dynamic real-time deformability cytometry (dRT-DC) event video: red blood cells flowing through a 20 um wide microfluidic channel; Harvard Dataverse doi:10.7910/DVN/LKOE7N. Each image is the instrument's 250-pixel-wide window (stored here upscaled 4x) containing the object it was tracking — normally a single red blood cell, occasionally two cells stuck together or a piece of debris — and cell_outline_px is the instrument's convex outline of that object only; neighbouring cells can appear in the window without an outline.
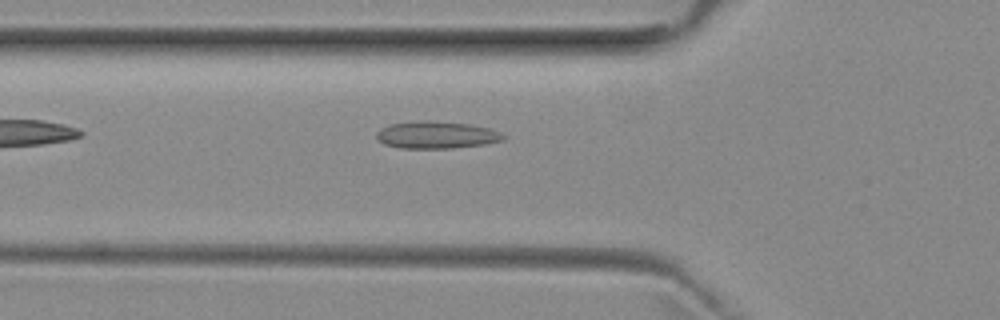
{"species": "common noctule bat (a hibernating species)", "species_latin": "Nyctalus noctula", "temperature_condition": "room temperature", "stored_images_in_passage": 36, "camera_frame_rate_fps": 3000, "um_per_image_px": 0.085, "animal": {"sex": "female", "body_mass_g": 29.2, "forearm_length_mm": 56.3}, "frame": {"image": 1, "passage_image": 2, "time_ms": 0.333, "image_size_px": [1000, 320], "cell_outline_px": [[504, 140], [484, 144], [452, 148], [400, 148], [384, 144], [376, 136], [376, 132], [380, 128], [388, 124], [416, 120], [468, 124], [488, 128], [500, 132], [504, 136]], "centroid_in_image_um": [37.05, 11.47], "position_along_channel_um": 88.8, "area_um2": 19.94}}
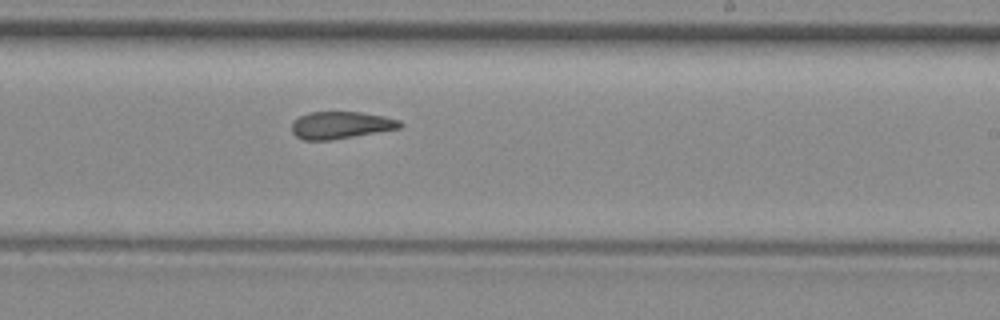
{"frame": {"image": 2, "passage_image": 15, "time_ms": 4.667, "image_size_px": [1000, 320], "cell_outline_px": [[404, 124], [400, 128], [328, 140], [304, 140], [296, 136], [292, 132], [292, 124], [300, 116], [308, 112], [360, 112], [384, 116], [400, 120]], "centroid_in_image_um": [28.97, 10.63], "position_along_channel_um": 260.0, "area_um2": 16.94}}
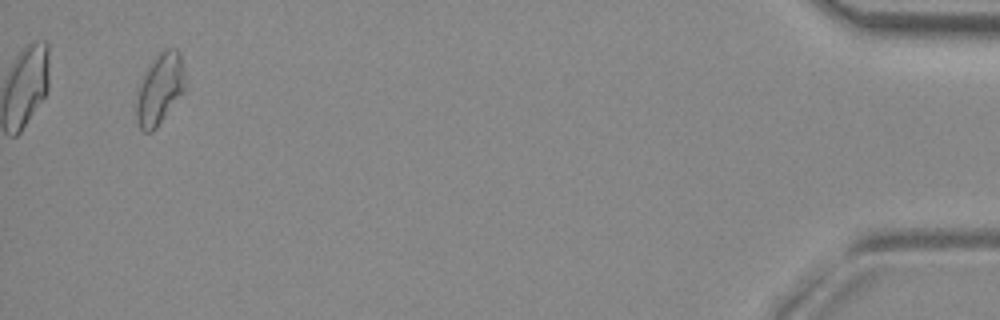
{"frame": {"image": 3, "passage_image": 34, "time_ms": 11.0, "image_size_px": [1000, 320], "cell_outline_px": [[184, 92], [156, 128], [152, 132], [144, 132], [140, 128], [136, 120], [136, 88], [144, 72], [152, 60], [164, 48], [176, 48], [180, 52], [184, 72]], "centroid_in_image_um": [13.55, 7.55], "position_along_channel_um": 421.7, "area_um2": 20.46}}